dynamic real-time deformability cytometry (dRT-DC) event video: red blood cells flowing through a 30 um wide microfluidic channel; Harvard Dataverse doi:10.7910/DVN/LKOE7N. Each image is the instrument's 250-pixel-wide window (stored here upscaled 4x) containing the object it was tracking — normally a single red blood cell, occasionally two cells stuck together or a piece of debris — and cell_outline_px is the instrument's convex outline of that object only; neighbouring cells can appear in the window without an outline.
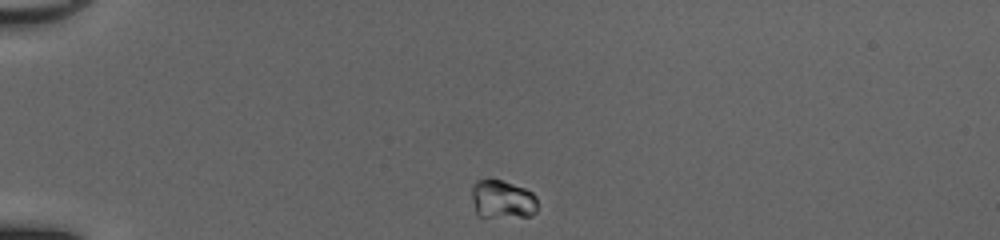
{"species": "common noctule bat (a hibernating species)", "species_latin": "Nyctalus noctula", "temperature_condition": "cold", "stored_images_in_passage": 39, "camera_frame_rate_fps": 3000, "um_per_image_px": 0.085, "animal": {"sex": "female", "body_mass_g": 20.0, "forearm_length_mm": 54.0}, "frame": {"image": 1, "passage_image": 1, "time_ms": 0.0, "image_size_px": [1000, 240], "cell_outline_px": [[536, 212], [532, 216], [476, 216], [472, 196], [472, 184], [476, 180], [500, 180], [524, 188], [532, 192], [536, 196]], "centroid_in_image_um": [42.69, 16.94], "position_along_channel_um": 42.3, "area_um2": 14.57}}
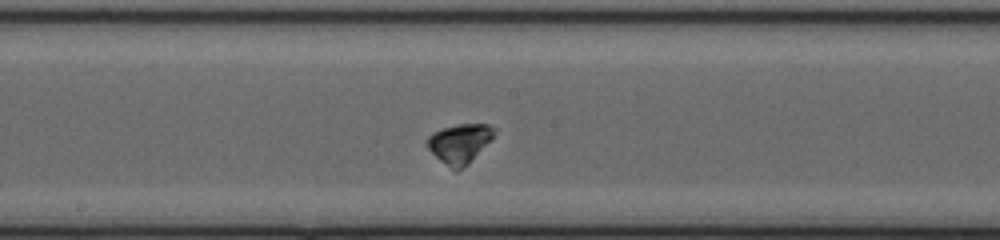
{"frame": {"image": 2, "passage_image": 17, "time_ms": 5.333, "image_size_px": [1000, 240], "cell_outline_px": [[496, 132], [492, 140], [468, 164], [456, 172], [440, 160], [428, 148], [428, 136], [432, 132], [456, 124], [488, 124], [496, 128]], "centroid_in_image_um": [39.12, 12.18], "position_along_channel_um": 209.1, "area_um2": 15.37}}
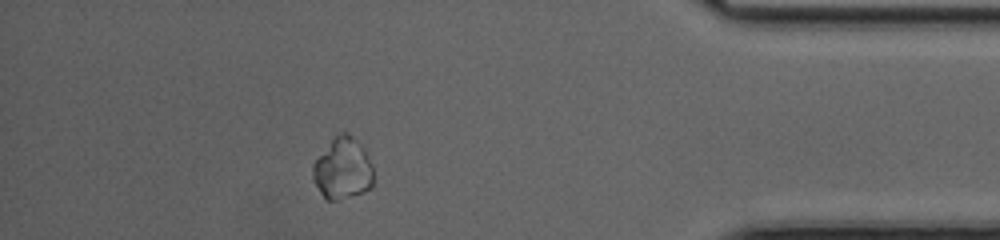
{"frame": {"image": 3, "passage_image": 34, "time_ms": 11.0, "image_size_px": [1000, 240], "cell_outline_px": [[372, 188], [336, 200], [324, 200], [312, 176], [312, 164], [336, 132], [348, 132], [364, 148], [372, 164]], "centroid_in_image_um": [29.1, 14.29], "position_along_channel_um": 406.1, "area_um2": 21.79}}